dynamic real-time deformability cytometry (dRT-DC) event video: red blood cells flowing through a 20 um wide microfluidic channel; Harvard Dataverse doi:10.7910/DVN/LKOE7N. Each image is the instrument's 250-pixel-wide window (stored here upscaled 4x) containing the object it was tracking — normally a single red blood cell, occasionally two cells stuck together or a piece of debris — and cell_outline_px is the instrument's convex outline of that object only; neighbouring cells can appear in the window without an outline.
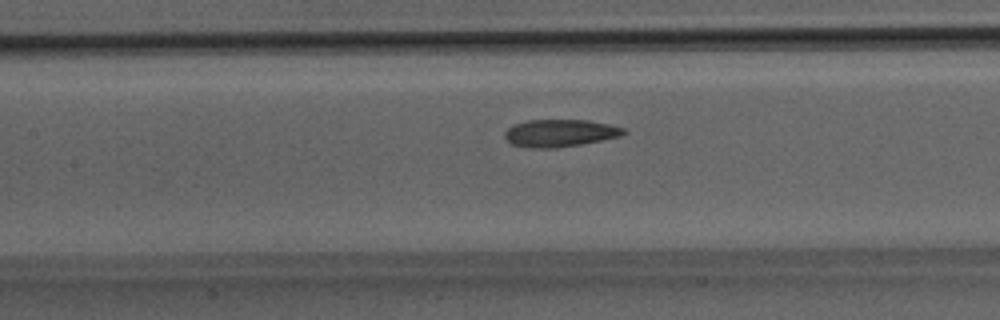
{"species": "Egyptian fruit bat (a non-hibernating species)", "species_latin": "Rousettus aegyptiacus", "temperature_condition": "room temperature", "stored_images_in_passage": 29, "camera_frame_rate_fps": 3000, "um_per_image_px": 0.085, "animal": {"sex": "male"}, "frame": {"image": 1, "passage_image": 9, "time_ms": 2.667, "image_size_px": [1000, 320], "cell_outline_px": [[628, 132], [620, 136], [580, 144], [556, 148], [524, 148], [512, 144], [504, 136], [504, 132], [512, 124], [528, 120], [588, 120], [608, 124], [624, 128]], "centroid_in_image_um": [47.55, 11.31], "position_along_channel_um": 159.8, "area_um2": 19.02}}
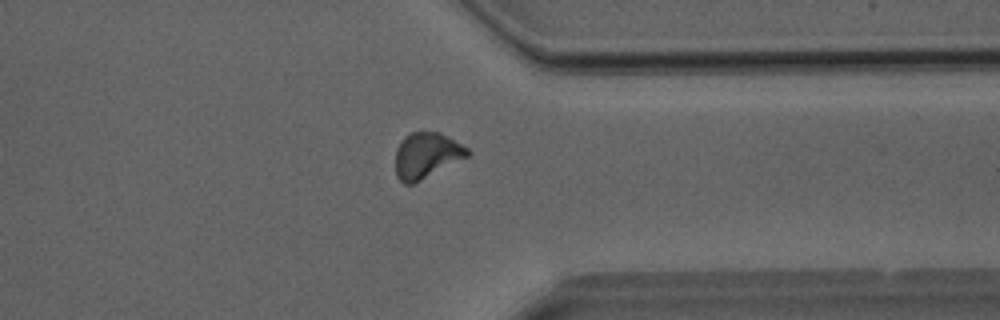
{"frame": {"image": 2, "passage_image": 21, "time_ms": 6.667, "image_size_px": [1000, 320], "cell_outline_px": [[472, 156], [412, 184], [404, 184], [396, 176], [396, 148], [404, 136], [412, 132], [440, 132], [468, 148], [472, 152]], "centroid_in_image_um": [36.29, 13.21], "position_along_channel_um": 375.1, "area_um2": 19.42}}
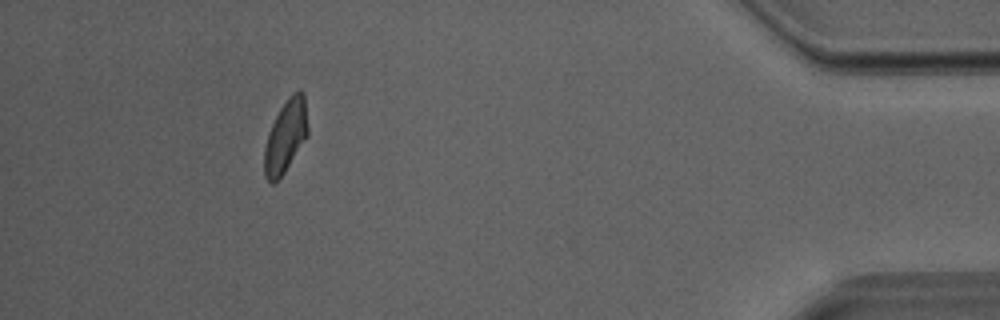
{"frame": {"image": 3, "passage_image": 26, "time_ms": 8.333, "image_size_px": [1000, 320], "cell_outline_px": [[308, 136], [284, 172], [272, 184], [264, 176], [264, 148], [268, 132], [280, 108], [288, 96], [292, 92], [300, 88], [304, 92], [308, 128]], "centroid_in_image_um": [24.29, 11.53], "position_along_channel_um": 410.9, "area_um2": 18.5}}